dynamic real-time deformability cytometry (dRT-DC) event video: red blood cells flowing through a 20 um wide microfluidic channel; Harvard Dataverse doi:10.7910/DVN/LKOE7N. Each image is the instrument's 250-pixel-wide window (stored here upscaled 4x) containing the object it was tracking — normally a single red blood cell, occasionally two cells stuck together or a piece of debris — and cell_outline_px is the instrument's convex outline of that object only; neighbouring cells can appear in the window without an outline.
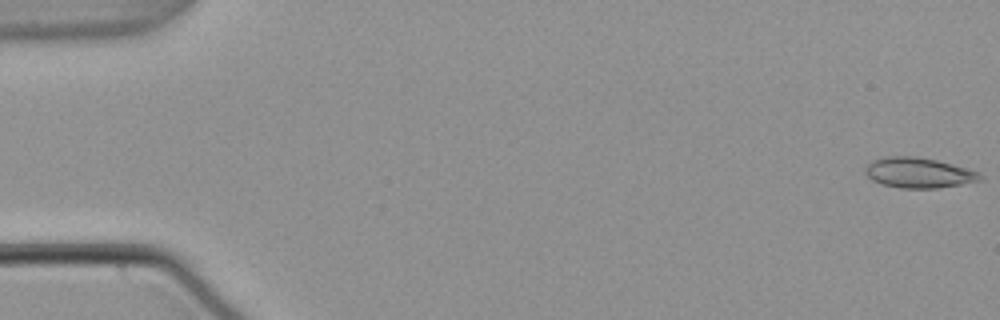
{"species": "common noctule bat (a hibernating species)", "species_latin": "Nyctalus noctula", "temperature_condition": "warm", "stored_images_in_passage": 54, "camera_frame_rate_fps": 3000, "um_per_image_px": 0.085, "animal": {"sex": "male", "body_mass_g": 21.5, "forearm_length_mm": 52.0}, "frame": {"image": 1, "passage_image": 1, "time_ms": 0.0, "image_size_px": [1000, 320], "cell_outline_px": [[984, 176], [980, 180], [960, 184], [936, 188], [900, 188], [884, 184], [872, 180], [864, 172], [864, 168], [872, 160], [884, 156], [916, 156], [936, 160], [964, 168], [976, 172]], "centroid_in_image_um": [78.02, 14.67], "position_along_channel_um": 7.0, "area_um2": 20.0}}
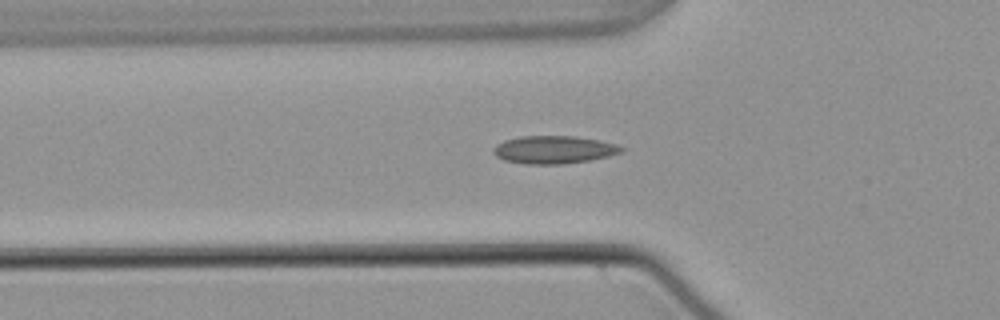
{"frame": {"image": 2, "passage_image": 19, "time_ms": 6.0, "image_size_px": [1000, 320], "cell_outline_px": [[624, 152], [592, 160], [560, 164], [524, 164], [504, 160], [496, 156], [492, 152], [492, 148], [496, 144], [504, 140], [520, 136], [576, 136], [600, 140], [616, 144], [624, 148]], "centroid_in_image_um": [47.07, 12.72], "position_along_channel_um": 78.7, "area_um2": 20.98}}
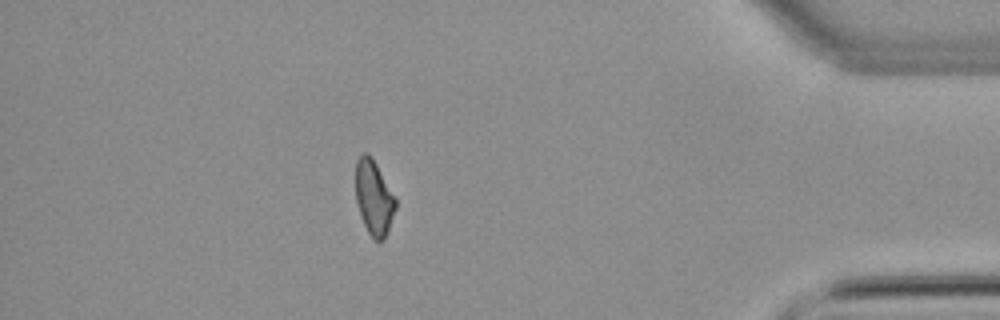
{"frame": {"image": 3, "passage_image": 48, "time_ms": 15.667, "image_size_px": [1000, 320], "cell_outline_px": [[396, 208], [388, 232], [384, 240], [372, 240], [360, 216], [356, 200], [356, 160], [364, 152], [368, 152], [372, 156], [396, 196]], "centroid_in_image_um": [31.8, 16.79], "position_along_channel_um": 403.4, "area_um2": 17.74}, "authors_computed_cell_mechanics": {"area_um2": 19.1896, "velocity_mm_per_s": 3.8107, "shape_relaxation_time_tau1_ms": null, "shape_relaxation_time_tau2_ms": 3.5064, "deformation_change_tau1": null, "deformation_change_tau2": 0.1052}}